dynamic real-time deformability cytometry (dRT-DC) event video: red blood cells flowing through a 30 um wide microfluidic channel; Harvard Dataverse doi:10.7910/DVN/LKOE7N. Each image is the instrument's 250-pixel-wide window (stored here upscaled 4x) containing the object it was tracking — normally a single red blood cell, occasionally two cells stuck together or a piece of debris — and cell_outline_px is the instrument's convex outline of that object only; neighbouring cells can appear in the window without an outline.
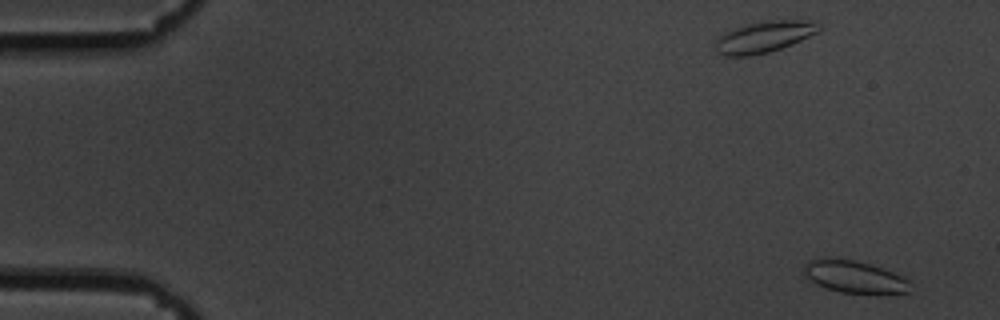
{"species": "common noctule bat (a hibernating species)", "species_latin": "Nyctalus noctula", "temperature_condition": "cold", "stored_images_in_passage": 44, "camera_frame_rate_fps": 3000, "um_per_image_px": 0.085, "animal": {"sex": "male", "body_mass_g": 19.5, "forearm_length_mm": 54.6}, "frame": {"image": 1, "passage_image": 3, "time_ms": 0.667, "image_size_px": [1000, 320], "cell_outline_px": [[908, 292], [840, 292], [816, 284], [804, 276], [804, 264], [808, 260], [816, 256], [824, 256], [856, 260], [892, 272], [908, 280]], "centroid_in_image_um": [72.46, 23.46], "position_along_channel_um": 12.5, "area_um2": 19.65}}
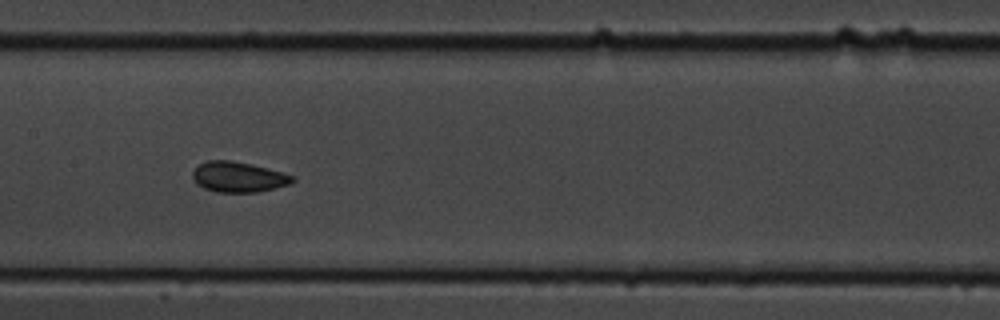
{"frame": {"image": 2, "passage_image": 30, "time_ms": 9.667, "image_size_px": [1000, 320], "cell_outline_px": [[296, 180], [288, 184], [276, 188], [256, 192], [216, 192], [204, 188], [196, 184], [192, 176], [192, 172], [200, 164], [208, 160], [232, 160], [252, 164], [284, 172], [296, 176]], "centroid_in_image_um": [20.29, 15.04], "position_along_channel_um": 187.1, "area_um2": 17.86}}
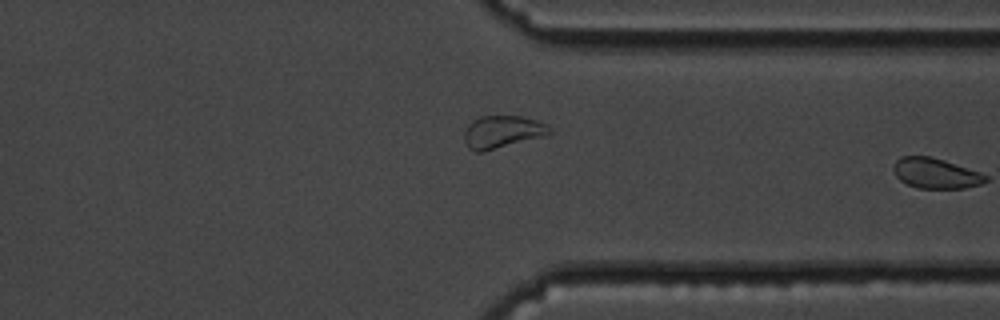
{"frame": {"image": 3, "passage_image": 43, "time_ms": 14.0, "image_size_px": [1000, 320], "cell_outline_px": [[552, 132], [548, 136], [484, 152], [476, 152], [468, 148], [464, 140], [464, 132], [468, 124], [472, 120], [480, 116], [524, 116], [536, 120], [552, 128]], "centroid_in_image_um": [42.72, 11.22], "position_along_channel_um": 368.7, "area_um2": 16.59}}